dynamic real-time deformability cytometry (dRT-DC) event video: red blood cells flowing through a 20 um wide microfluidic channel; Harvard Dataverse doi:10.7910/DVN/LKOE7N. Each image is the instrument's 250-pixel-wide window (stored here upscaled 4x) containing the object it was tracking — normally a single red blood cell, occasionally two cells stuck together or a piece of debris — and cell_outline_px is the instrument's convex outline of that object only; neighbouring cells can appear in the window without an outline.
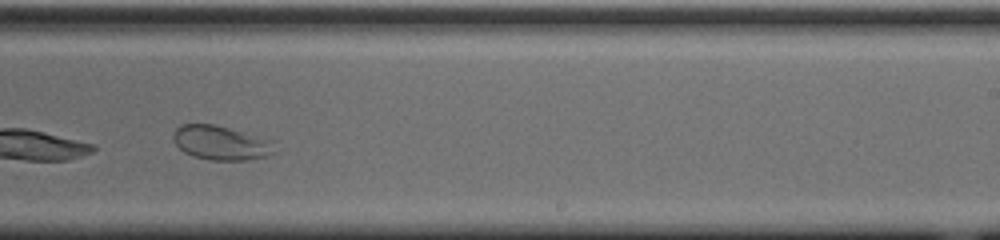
{"species": "common noctule bat (a hibernating species)", "species_latin": "Nyctalus noctula", "temperature_condition": "cold", "stored_images_in_passage": 37, "camera_frame_rate_fps": 3000, "um_per_image_px": 0.085, "animal": {"sex": "male", "body_mass_g": 20.0, "forearm_length_mm": 53.3}, "frame": {"image": 1, "passage_image": 22, "time_ms": 7.0, "image_size_px": [1000, 240], "cell_outline_px": [[276, 152], [268, 156], [248, 160], [208, 160], [192, 156], [184, 152], [172, 140], [172, 136], [176, 128], [180, 124], [212, 124], [276, 140]], "centroid_in_image_um": [18.83, 12.15], "position_along_channel_um": 270.2, "area_um2": 20.63}}